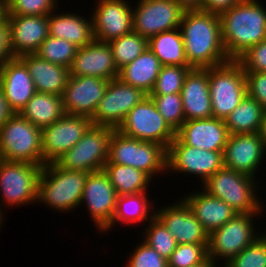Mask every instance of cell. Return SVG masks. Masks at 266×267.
<instances>
[{"mask_svg": "<svg viewBox=\"0 0 266 267\" xmlns=\"http://www.w3.org/2000/svg\"><path fill=\"white\" fill-rule=\"evenodd\" d=\"M191 69V66H162L155 86L149 95L181 93L184 80Z\"/></svg>", "mask_w": 266, "mask_h": 267, "instance_id": "74e56055", "label": "cell"}, {"mask_svg": "<svg viewBox=\"0 0 266 267\" xmlns=\"http://www.w3.org/2000/svg\"><path fill=\"white\" fill-rule=\"evenodd\" d=\"M13 114L0 88V127Z\"/></svg>", "mask_w": 266, "mask_h": 267, "instance_id": "c3c4849f", "label": "cell"}, {"mask_svg": "<svg viewBox=\"0 0 266 267\" xmlns=\"http://www.w3.org/2000/svg\"><path fill=\"white\" fill-rule=\"evenodd\" d=\"M182 198L190 207L197 220L210 234L219 229L227 221L232 219L237 212L226 202L217 197L211 196L206 191L189 193Z\"/></svg>", "mask_w": 266, "mask_h": 267, "instance_id": "4316f807", "label": "cell"}, {"mask_svg": "<svg viewBox=\"0 0 266 267\" xmlns=\"http://www.w3.org/2000/svg\"><path fill=\"white\" fill-rule=\"evenodd\" d=\"M108 83L95 76H70L62 95L64 112L92 118Z\"/></svg>", "mask_w": 266, "mask_h": 267, "instance_id": "ac0fdd59", "label": "cell"}, {"mask_svg": "<svg viewBox=\"0 0 266 267\" xmlns=\"http://www.w3.org/2000/svg\"><path fill=\"white\" fill-rule=\"evenodd\" d=\"M221 39L230 60L266 39V8L258 0H242L219 15Z\"/></svg>", "mask_w": 266, "mask_h": 267, "instance_id": "7a4b0ae2", "label": "cell"}, {"mask_svg": "<svg viewBox=\"0 0 266 267\" xmlns=\"http://www.w3.org/2000/svg\"><path fill=\"white\" fill-rule=\"evenodd\" d=\"M208 244H177L168 267H193L208 259Z\"/></svg>", "mask_w": 266, "mask_h": 267, "instance_id": "60d3db41", "label": "cell"}, {"mask_svg": "<svg viewBox=\"0 0 266 267\" xmlns=\"http://www.w3.org/2000/svg\"><path fill=\"white\" fill-rule=\"evenodd\" d=\"M10 27L5 16L0 20V67L8 60L13 59Z\"/></svg>", "mask_w": 266, "mask_h": 267, "instance_id": "bcb514c9", "label": "cell"}, {"mask_svg": "<svg viewBox=\"0 0 266 267\" xmlns=\"http://www.w3.org/2000/svg\"><path fill=\"white\" fill-rule=\"evenodd\" d=\"M259 134L264 143V147L266 149V111L264 113L263 120L261 122V128H260Z\"/></svg>", "mask_w": 266, "mask_h": 267, "instance_id": "f907efd6", "label": "cell"}, {"mask_svg": "<svg viewBox=\"0 0 266 267\" xmlns=\"http://www.w3.org/2000/svg\"><path fill=\"white\" fill-rule=\"evenodd\" d=\"M0 159L43 166L41 129L13 113L0 127Z\"/></svg>", "mask_w": 266, "mask_h": 267, "instance_id": "8992f818", "label": "cell"}, {"mask_svg": "<svg viewBox=\"0 0 266 267\" xmlns=\"http://www.w3.org/2000/svg\"><path fill=\"white\" fill-rule=\"evenodd\" d=\"M69 71L70 76H95L109 81L119 76L110 45L97 40L77 49Z\"/></svg>", "mask_w": 266, "mask_h": 267, "instance_id": "44dd1931", "label": "cell"}, {"mask_svg": "<svg viewBox=\"0 0 266 267\" xmlns=\"http://www.w3.org/2000/svg\"><path fill=\"white\" fill-rule=\"evenodd\" d=\"M118 70L134 61L148 48V39L132 31L108 42Z\"/></svg>", "mask_w": 266, "mask_h": 267, "instance_id": "e575fe53", "label": "cell"}, {"mask_svg": "<svg viewBox=\"0 0 266 267\" xmlns=\"http://www.w3.org/2000/svg\"><path fill=\"white\" fill-rule=\"evenodd\" d=\"M255 180L252 176L223 167L203 183L202 189L222 199L237 213H258L263 211V206L256 196L259 185Z\"/></svg>", "mask_w": 266, "mask_h": 267, "instance_id": "277c9868", "label": "cell"}, {"mask_svg": "<svg viewBox=\"0 0 266 267\" xmlns=\"http://www.w3.org/2000/svg\"><path fill=\"white\" fill-rule=\"evenodd\" d=\"M176 2L186 10H201L204 0H176Z\"/></svg>", "mask_w": 266, "mask_h": 267, "instance_id": "681fc988", "label": "cell"}, {"mask_svg": "<svg viewBox=\"0 0 266 267\" xmlns=\"http://www.w3.org/2000/svg\"><path fill=\"white\" fill-rule=\"evenodd\" d=\"M18 58L26 65L36 92L63 95L70 77L69 68L41 59L36 54H25Z\"/></svg>", "mask_w": 266, "mask_h": 267, "instance_id": "484cf974", "label": "cell"}, {"mask_svg": "<svg viewBox=\"0 0 266 267\" xmlns=\"http://www.w3.org/2000/svg\"><path fill=\"white\" fill-rule=\"evenodd\" d=\"M0 88L13 113H19L36 93L26 65L14 57L0 67Z\"/></svg>", "mask_w": 266, "mask_h": 267, "instance_id": "cb8c5ba5", "label": "cell"}, {"mask_svg": "<svg viewBox=\"0 0 266 267\" xmlns=\"http://www.w3.org/2000/svg\"><path fill=\"white\" fill-rule=\"evenodd\" d=\"M42 167L27 162L0 160V223L5 219L3 204L13 208L37 202L38 180Z\"/></svg>", "mask_w": 266, "mask_h": 267, "instance_id": "ba28073f", "label": "cell"}, {"mask_svg": "<svg viewBox=\"0 0 266 267\" xmlns=\"http://www.w3.org/2000/svg\"><path fill=\"white\" fill-rule=\"evenodd\" d=\"M146 96L141 89L125 84L119 78L110 80L91 118L92 124L117 130L129 111Z\"/></svg>", "mask_w": 266, "mask_h": 267, "instance_id": "4fadbf2b", "label": "cell"}, {"mask_svg": "<svg viewBox=\"0 0 266 267\" xmlns=\"http://www.w3.org/2000/svg\"><path fill=\"white\" fill-rule=\"evenodd\" d=\"M117 131L140 141L158 143L166 150L176 137L149 95L129 111Z\"/></svg>", "mask_w": 266, "mask_h": 267, "instance_id": "8fae6325", "label": "cell"}, {"mask_svg": "<svg viewBox=\"0 0 266 267\" xmlns=\"http://www.w3.org/2000/svg\"><path fill=\"white\" fill-rule=\"evenodd\" d=\"M162 64L147 48L139 57L119 70L118 78L125 84L141 89L149 95L156 83Z\"/></svg>", "mask_w": 266, "mask_h": 267, "instance_id": "f1b7e54d", "label": "cell"}, {"mask_svg": "<svg viewBox=\"0 0 266 267\" xmlns=\"http://www.w3.org/2000/svg\"><path fill=\"white\" fill-rule=\"evenodd\" d=\"M103 171L107 174L118 196L148 191L151 178L142 170L120 164H105Z\"/></svg>", "mask_w": 266, "mask_h": 267, "instance_id": "836d02e7", "label": "cell"}, {"mask_svg": "<svg viewBox=\"0 0 266 267\" xmlns=\"http://www.w3.org/2000/svg\"><path fill=\"white\" fill-rule=\"evenodd\" d=\"M149 96L154 101L158 112L176 132L186 121L181 93Z\"/></svg>", "mask_w": 266, "mask_h": 267, "instance_id": "f35d334b", "label": "cell"}, {"mask_svg": "<svg viewBox=\"0 0 266 267\" xmlns=\"http://www.w3.org/2000/svg\"><path fill=\"white\" fill-rule=\"evenodd\" d=\"M19 114L40 129L47 127L65 114L62 96L36 92Z\"/></svg>", "mask_w": 266, "mask_h": 267, "instance_id": "f546056e", "label": "cell"}, {"mask_svg": "<svg viewBox=\"0 0 266 267\" xmlns=\"http://www.w3.org/2000/svg\"><path fill=\"white\" fill-rule=\"evenodd\" d=\"M117 197L116 190L103 170L88 174L81 204H86L87 211L98 231L102 232L111 223L116 211Z\"/></svg>", "mask_w": 266, "mask_h": 267, "instance_id": "2e32d148", "label": "cell"}, {"mask_svg": "<svg viewBox=\"0 0 266 267\" xmlns=\"http://www.w3.org/2000/svg\"><path fill=\"white\" fill-rule=\"evenodd\" d=\"M91 118L64 114L53 124L41 129L43 166L56 162L70 150L92 126Z\"/></svg>", "mask_w": 266, "mask_h": 267, "instance_id": "5bb4252c", "label": "cell"}, {"mask_svg": "<svg viewBox=\"0 0 266 267\" xmlns=\"http://www.w3.org/2000/svg\"><path fill=\"white\" fill-rule=\"evenodd\" d=\"M179 29L192 68L215 67L230 61L221 39L219 15L203 10H186Z\"/></svg>", "mask_w": 266, "mask_h": 267, "instance_id": "6da1fadb", "label": "cell"}, {"mask_svg": "<svg viewBox=\"0 0 266 267\" xmlns=\"http://www.w3.org/2000/svg\"><path fill=\"white\" fill-rule=\"evenodd\" d=\"M223 267H266V232Z\"/></svg>", "mask_w": 266, "mask_h": 267, "instance_id": "ab89813d", "label": "cell"}, {"mask_svg": "<svg viewBox=\"0 0 266 267\" xmlns=\"http://www.w3.org/2000/svg\"><path fill=\"white\" fill-rule=\"evenodd\" d=\"M178 201L173 205L157 208L158 210L155 208V216L172 234L177 244H208V232L187 203L183 199Z\"/></svg>", "mask_w": 266, "mask_h": 267, "instance_id": "d6986e66", "label": "cell"}, {"mask_svg": "<svg viewBox=\"0 0 266 267\" xmlns=\"http://www.w3.org/2000/svg\"><path fill=\"white\" fill-rule=\"evenodd\" d=\"M237 61L244 72H266V39L250 47Z\"/></svg>", "mask_w": 266, "mask_h": 267, "instance_id": "ee69618b", "label": "cell"}, {"mask_svg": "<svg viewBox=\"0 0 266 267\" xmlns=\"http://www.w3.org/2000/svg\"><path fill=\"white\" fill-rule=\"evenodd\" d=\"M259 213H237L232 219L227 221L219 229L209 234L208 258L216 265L217 261H223L220 265L224 266L244 248L254 242L263 231L256 232L253 218ZM257 234H256V233ZM219 258V259H218ZM225 262V263H224ZM224 263V264H223Z\"/></svg>", "mask_w": 266, "mask_h": 267, "instance_id": "9c48e42d", "label": "cell"}, {"mask_svg": "<svg viewBox=\"0 0 266 267\" xmlns=\"http://www.w3.org/2000/svg\"><path fill=\"white\" fill-rule=\"evenodd\" d=\"M48 15L49 35L57 38H63L81 48L94 40L92 17L85 18L73 13H64ZM90 18V19H89Z\"/></svg>", "mask_w": 266, "mask_h": 267, "instance_id": "83f0119b", "label": "cell"}, {"mask_svg": "<svg viewBox=\"0 0 266 267\" xmlns=\"http://www.w3.org/2000/svg\"><path fill=\"white\" fill-rule=\"evenodd\" d=\"M176 137L185 145L210 151H224L229 132L224 120L211 117L185 121L176 131Z\"/></svg>", "mask_w": 266, "mask_h": 267, "instance_id": "603a6c76", "label": "cell"}, {"mask_svg": "<svg viewBox=\"0 0 266 267\" xmlns=\"http://www.w3.org/2000/svg\"><path fill=\"white\" fill-rule=\"evenodd\" d=\"M148 48L163 66H190L179 27L150 37L148 39Z\"/></svg>", "mask_w": 266, "mask_h": 267, "instance_id": "1f68e13d", "label": "cell"}, {"mask_svg": "<svg viewBox=\"0 0 266 267\" xmlns=\"http://www.w3.org/2000/svg\"><path fill=\"white\" fill-rule=\"evenodd\" d=\"M148 224L143 232L144 242L168 260L177 246L175 238L156 216Z\"/></svg>", "mask_w": 266, "mask_h": 267, "instance_id": "8d00e7d4", "label": "cell"}, {"mask_svg": "<svg viewBox=\"0 0 266 267\" xmlns=\"http://www.w3.org/2000/svg\"><path fill=\"white\" fill-rule=\"evenodd\" d=\"M94 40L109 42L133 31V9L125 0H98L92 11Z\"/></svg>", "mask_w": 266, "mask_h": 267, "instance_id": "e0dca14e", "label": "cell"}, {"mask_svg": "<svg viewBox=\"0 0 266 267\" xmlns=\"http://www.w3.org/2000/svg\"><path fill=\"white\" fill-rule=\"evenodd\" d=\"M88 172L65 170L55 162L45 164L38 180V202L58 212L81 206Z\"/></svg>", "mask_w": 266, "mask_h": 267, "instance_id": "3957f363", "label": "cell"}, {"mask_svg": "<svg viewBox=\"0 0 266 267\" xmlns=\"http://www.w3.org/2000/svg\"><path fill=\"white\" fill-rule=\"evenodd\" d=\"M247 95L266 110V72H245Z\"/></svg>", "mask_w": 266, "mask_h": 267, "instance_id": "f6af8a7d", "label": "cell"}, {"mask_svg": "<svg viewBox=\"0 0 266 267\" xmlns=\"http://www.w3.org/2000/svg\"><path fill=\"white\" fill-rule=\"evenodd\" d=\"M184 9L176 0H140L133 8V31L149 39L180 27Z\"/></svg>", "mask_w": 266, "mask_h": 267, "instance_id": "9a60e30c", "label": "cell"}, {"mask_svg": "<svg viewBox=\"0 0 266 267\" xmlns=\"http://www.w3.org/2000/svg\"><path fill=\"white\" fill-rule=\"evenodd\" d=\"M242 0H204L201 10L220 15Z\"/></svg>", "mask_w": 266, "mask_h": 267, "instance_id": "7dc6e473", "label": "cell"}, {"mask_svg": "<svg viewBox=\"0 0 266 267\" xmlns=\"http://www.w3.org/2000/svg\"><path fill=\"white\" fill-rule=\"evenodd\" d=\"M167 150L154 142L140 141L114 130L105 164H120L142 170L151 179L166 172Z\"/></svg>", "mask_w": 266, "mask_h": 267, "instance_id": "5b68a950", "label": "cell"}, {"mask_svg": "<svg viewBox=\"0 0 266 267\" xmlns=\"http://www.w3.org/2000/svg\"><path fill=\"white\" fill-rule=\"evenodd\" d=\"M185 120L212 117L208 68H192L181 90Z\"/></svg>", "mask_w": 266, "mask_h": 267, "instance_id": "d4e9b609", "label": "cell"}, {"mask_svg": "<svg viewBox=\"0 0 266 267\" xmlns=\"http://www.w3.org/2000/svg\"><path fill=\"white\" fill-rule=\"evenodd\" d=\"M114 128L92 125L74 147L55 162L65 170L96 172L103 170L108 158Z\"/></svg>", "mask_w": 266, "mask_h": 267, "instance_id": "30bf717a", "label": "cell"}, {"mask_svg": "<svg viewBox=\"0 0 266 267\" xmlns=\"http://www.w3.org/2000/svg\"><path fill=\"white\" fill-rule=\"evenodd\" d=\"M146 193L147 192L118 196L113 219L103 230V233L110 229L112 231L113 226H116L115 224L118 222L123 224L138 222L140 224V222L150 221L155 216V209L150 205L152 201L148 199Z\"/></svg>", "mask_w": 266, "mask_h": 267, "instance_id": "4dcf8cb0", "label": "cell"}, {"mask_svg": "<svg viewBox=\"0 0 266 267\" xmlns=\"http://www.w3.org/2000/svg\"><path fill=\"white\" fill-rule=\"evenodd\" d=\"M265 150L259 133L229 135L223 152L224 167L255 177Z\"/></svg>", "mask_w": 266, "mask_h": 267, "instance_id": "ffe728a7", "label": "cell"}, {"mask_svg": "<svg viewBox=\"0 0 266 267\" xmlns=\"http://www.w3.org/2000/svg\"><path fill=\"white\" fill-rule=\"evenodd\" d=\"M58 1L59 0H5L6 15H49L55 12Z\"/></svg>", "mask_w": 266, "mask_h": 267, "instance_id": "b9f144b4", "label": "cell"}, {"mask_svg": "<svg viewBox=\"0 0 266 267\" xmlns=\"http://www.w3.org/2000/svg\"><path fill=\"white\" fill-rule=\"evenodd\" d=\"M193 267H218L210 258H208L205 262L200 265H196Z\"/></svg>", "mask_w": 266, "mask_h": 267, "instance_id": "816d5d0a", "label": "cell"}, {"mask_svg": "<svg viewBox=\"0 0 266 267\" xmlns=\"http://www.w3.org/2000/svg\"><path fill=\"white\" fill-rule=\"evenodd\" d=\"M10 27L12 54H35L49 36L48 15H5Z\"/></svg>", "mask_w": 266, "mask_h": 267, "instance_id": "7402d4cb", "label": "cell"}, {"mask_svg": "<svg viewBox=\"0 0 266 267\" xmlns=\"http://www.w3.org/2000/svg\"><path fill=\"white\" fill-rule=\"evenodd\" d=\"M265 111L255 99L246 95L224 120L229 135L259 133Z\"/></svg>", "mask_w": 266, "mask_h": 267, "instance_id": "d6a6232c", "label": "cell"}, {"mask_svg": "<svg viewBox=\"0 0 266 267\" xmlns=\"http://www.w3.org/2000/svg\"><path fill=\"white\" fill-rule=\"evenodd\" d=\"M224 151L199 149L182 143L177 137L167 148L166 170L197 175L204 183L224 167Z\"/></svg>", "mask_w": 266, "mask_h": 267, "instance_id": "7c38bea8", "label": "cell"}, {"mask_svg": "<svg viewBox=\"0 0 266 267\" xmlns=\"http://www.w3.org/2000/svg\"><path fill=\"white\" fill-rule=\"evenodd\" d=\"M6 15V5L5 0H0V20Z\"/></svg>", "mask_w": 266, "mask_h": 267, "instance_id": "f5cc1de1", "label": "cell"}, {"mask_svg": "<svg viewBox=\"0 0 266 267\" xmlns=\"http://www.w3.org/2000/svg\"><path fill=\"white\" fill-rule=\"evenodd\" d=\"M78 47L63 38L48 36L35 53L41 59L70 68Z\"/></svg>", "mask_w": 266, "mask_h": 267, "instance_id": "d590c367", "label": "cell"}, {"mask_svg": "<svg viewBox=\"0 0 266 267\" xmlns=\"http://www.w3.org/2000/svg\"><path fill=\"white\" fill-rule=\"evenodd\" d=\"M128 259L126 267H168V260L143 240Z\"/></svg>", "mask_w": 266, "mask_h": 267, "instance_id": "7bdbcfd3", "label": "cell"}, {"mask_svg": "<svg viewBox=\"0 0 266 267\" xmlns=\"http://www.w3.org/2000/svg\"><path fill=\"white\" fill-rule=\"evenodd\" d=\"M212 117L225 120L247 95V83L242 65L230 60L208 68Z\"/></svg>", "mask_w": 266, "mask_h": 267, "instance_id": "52a82bcc", "label": "cell"}]
</instances>
